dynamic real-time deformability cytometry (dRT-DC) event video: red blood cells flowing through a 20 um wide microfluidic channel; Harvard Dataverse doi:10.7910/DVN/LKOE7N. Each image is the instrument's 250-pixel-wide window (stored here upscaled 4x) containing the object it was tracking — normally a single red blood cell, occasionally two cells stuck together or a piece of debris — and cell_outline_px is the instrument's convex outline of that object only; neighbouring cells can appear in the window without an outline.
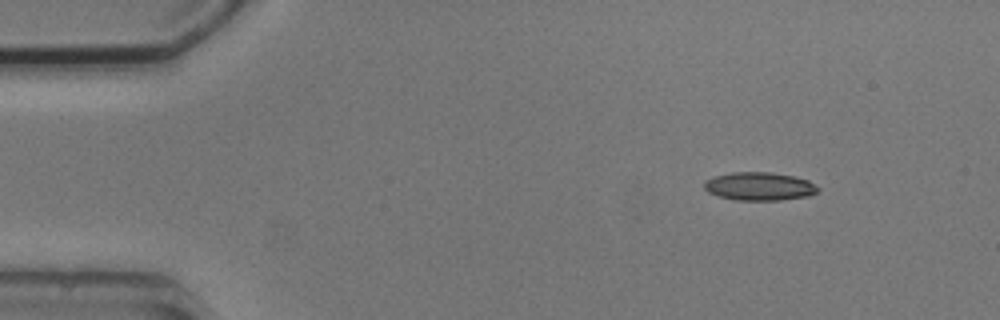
{"species": "common noctule bat (a hibernating species)", "species_latin": "Nyctalus noctula", "temperature_condition": "cold", "stored_images_in_passage": 3, "camera_frame_rate_fps": 3000, "um_per_image_px": 0.085, "animal": {"sex": "male", "body_mass_g": 20.5, "forearm_length_mm": 52.5}, "frame": {"image": 1, "passage_image": 1, "time_ms": 0.0, "image_size_px": [1000, 320], "cell_outline_px": [[820, 188], [816, 192], [808, 196], [780, 200], [736, 200], [716, 196], [708, 192], [704, 188], [704, 180], [712, 176], [732, 172], [772, 172], [792, 176], [808, 180]], "centroid_in_image_um": [64.5, 15.83], "position_along_channel_um": 20.5, "area_um2": 18.84}}